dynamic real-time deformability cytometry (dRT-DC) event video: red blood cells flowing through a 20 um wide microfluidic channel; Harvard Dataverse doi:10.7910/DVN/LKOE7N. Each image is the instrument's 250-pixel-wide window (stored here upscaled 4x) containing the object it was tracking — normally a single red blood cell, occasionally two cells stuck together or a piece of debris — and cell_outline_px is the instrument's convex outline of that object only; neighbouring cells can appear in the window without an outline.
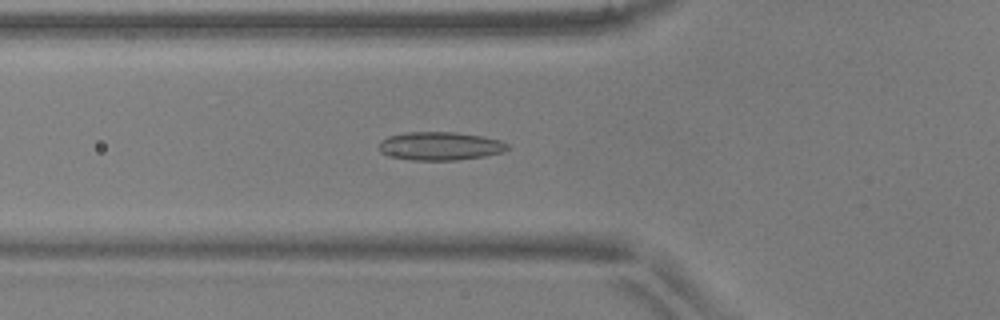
{"species": "common noctule bat (a hibernating species)", "species_latin": "Nyctalus noctula", "temperature_condition": "warm", "stored_images_in_passage": 51, "camera_frame_rate_fps": 3000, "um_per_image_px": 0.085, "animal": {"sex": "male", "body_mass_g": 17.9, "forearm_length_mm": 54.2}, "frame": {"image": 1, "passage_image": 18, "time_ms": 5.667, "image_size_px": [1000, 320], "cell_outline_px": [[512, 148], [504, 152], [484, 156], [456, 160], [412, 160], [388, 156], [380, 152], [380, 140], [388, 136], [408, 132], [456, 132], [484, 136], [500, 140], [508, 144]], "centroid_in_image_um": [37.44, 12.41], "position_along_channel_um": 88.4, "area_um2": 21.44}}
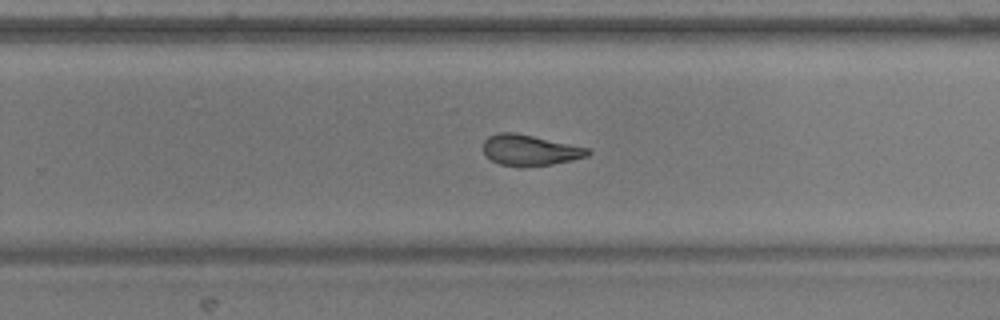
{"frame": {"image": 2, "passage_image": 33, "time_ms": 10.667, "image_size_px": [1000, 320], "cell_outline_px": [[592, 152], [588, 156], [572, 160], [552, 164], [524, 168], [520, 168], [500, 164], [492, 160], [484, 152], [484, 140], [488, 136], [500, 132], [516, 132], [588, 148]], "centroid_in_image_um": [45.04, 12.78], "position_along_channel_um": 284.8, "area_um2": 18.9}}
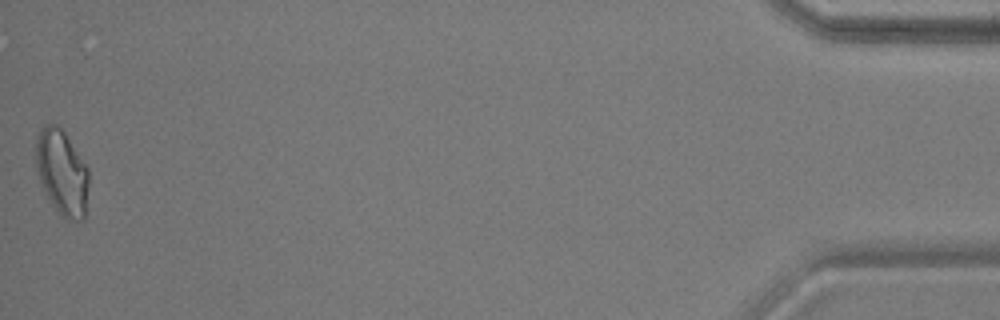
{"frame": {"image": 3, "passage_image": 51, "time_ms": 16.667, "image_size_px": [1000, 320], "cell_outline_px": [[88, 188], [84, 220], [68, 220], [60, 216], [48, 200], [36, 172], [36, 136], [40, 128], [44, 124], [56, 124], [64, 132], [88, 168]], "centroid_in_image_um": [5.24, 14.68], "position_along_channel_um": 430.0, "area_um2": 26.47}, "authors_computed_cell_mechanics": {"area_um2": 20.6924, "velocity_mm_per_s": 3.9253, "shape_relaxation_time_tau1_ms": null, "shape_relaxation_time_tau2_ms": 1.7721, "deformation_change_tau1": null, "deformation_change_tau2": 0.0878}}